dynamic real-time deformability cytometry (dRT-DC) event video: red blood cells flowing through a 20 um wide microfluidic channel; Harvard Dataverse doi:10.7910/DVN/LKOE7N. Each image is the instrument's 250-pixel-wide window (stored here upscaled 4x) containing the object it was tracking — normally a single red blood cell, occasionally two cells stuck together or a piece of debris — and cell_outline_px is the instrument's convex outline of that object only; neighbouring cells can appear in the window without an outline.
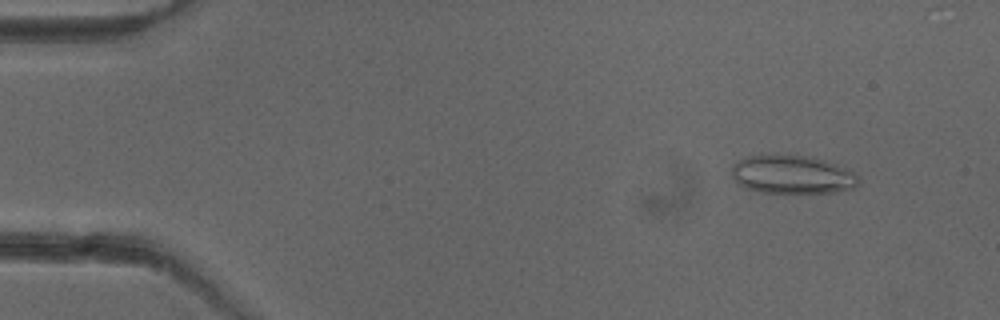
{"species": "common noctule bat (a hibernating species)", "species_latin": "Nyctalus noctula", "temperature_condition": "cold", "stored_images_in_passage": 43, "camera_frame_rate_fps": 3000, "um_per_image_px": 0.085, "animal": {"sex": "female"}, "frame": {"image": 1, "passage_image": 3, "time_ms": 0.667, "image_size_px": [1000, 320], "cell_outline_px": [[860, 184], [852, 188], [832, 192], [760, 192], [748, 188], [740, 184], [732, 176], [732, 164], [748, 156], [804, 156], [824, 160], [836, 164], [856, 172], [860, 176]], "centroid_in_image_um": [67.4, 14.85], "position_along_channel_um": 17.6, "area_um2": 27.92}}
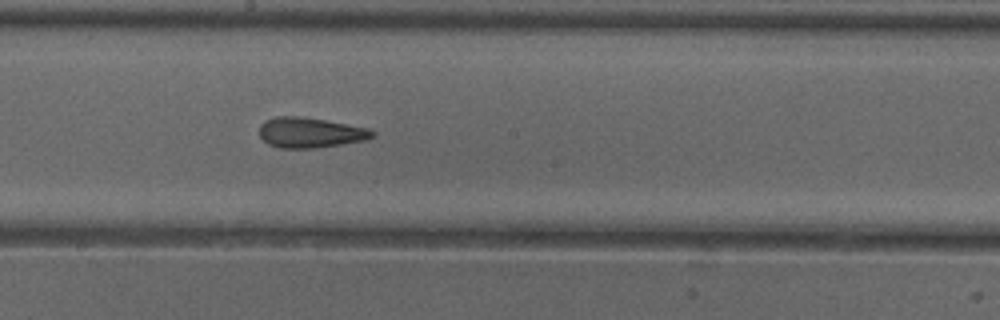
{"frame": {"image": 2, "passage_image": 26, "time_ms": 8.333, "image_size_px": [1000, 320], "cell_outline_px": [[376, 136], [364, 140], [340, 144], [312, 148], [280, 148], [268, 144], [260, 136], [260, 124], [264, 120], [276, 116], [304, 116], [372, 128], [376, 132]], "centroid_in_image_um": [26.39, 11.25], "position_along_channel_um": 221.8, "area_um2": 20.17}}
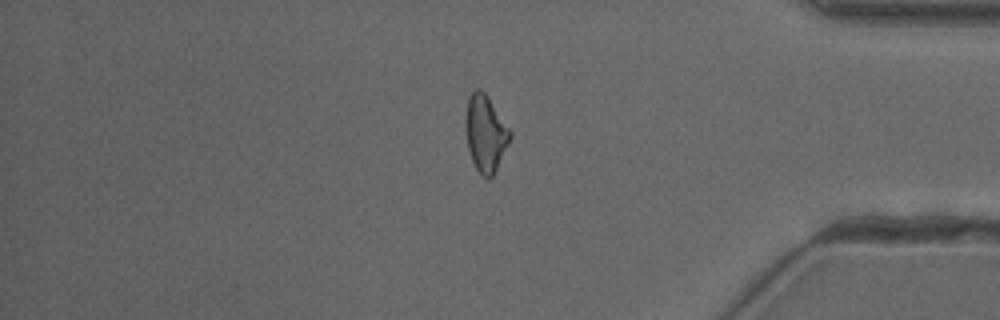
{"frame": {"image": 3, "passage_image": 41, "time_ms": 13.333, "image_size_px": [1000, 320], "cell_outline_px": [[512, 136], [492, 176], [488, 180], [476, 168], [472, 160], [468, 148], [464, 120], [468, 96], [476, 88], [480, 88], [488, 96], [512, 132]], "centroid_in_image_um": [41.25, 11.28], "position_along_channel_um": 393.9, "area_um2": 19.77}}